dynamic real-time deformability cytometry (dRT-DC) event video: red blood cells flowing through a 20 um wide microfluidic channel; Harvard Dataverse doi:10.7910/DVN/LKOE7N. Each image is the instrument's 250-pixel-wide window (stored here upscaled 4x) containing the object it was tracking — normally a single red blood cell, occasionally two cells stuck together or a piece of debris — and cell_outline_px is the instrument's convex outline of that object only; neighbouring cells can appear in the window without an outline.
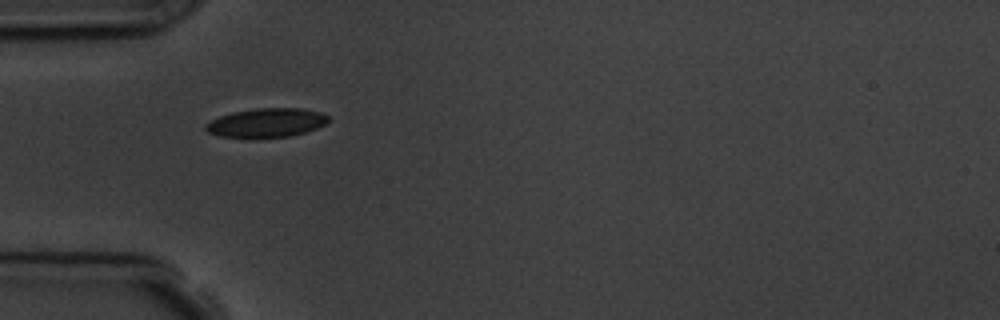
{"species": "common noctule bat (a hibernating species)", "species_latin": "Nyctalus noctula", "temperature_condition": "room temperature", "stored_images_in_passage": 2, "camera_frame_rate_fps": 3000, "um_per_image_px": 0.085, "animal": {"sex": "male", "body_mass_g": 19.5, "forearm_length_mm": 54.6}, "frame": {"image": 1, "passage_image": 1, "time_ms": 0.0, "image_size_px": [1000, 320], "cell_outline_px": [[328, 120], [324, 124], [316, 128], [304, 132], [288, 136], [256, 140], [252, 140], [220, 136], [208, 132], [204, 128], [204, 124], [220, 116], [232, 112], [256, 108], [304, 108], [320, 112], [328, 116]], "centroid_in_image_um": [22.59, 10.46], "position_along_channel_um": 62.4, "area_um2": 21.21}}